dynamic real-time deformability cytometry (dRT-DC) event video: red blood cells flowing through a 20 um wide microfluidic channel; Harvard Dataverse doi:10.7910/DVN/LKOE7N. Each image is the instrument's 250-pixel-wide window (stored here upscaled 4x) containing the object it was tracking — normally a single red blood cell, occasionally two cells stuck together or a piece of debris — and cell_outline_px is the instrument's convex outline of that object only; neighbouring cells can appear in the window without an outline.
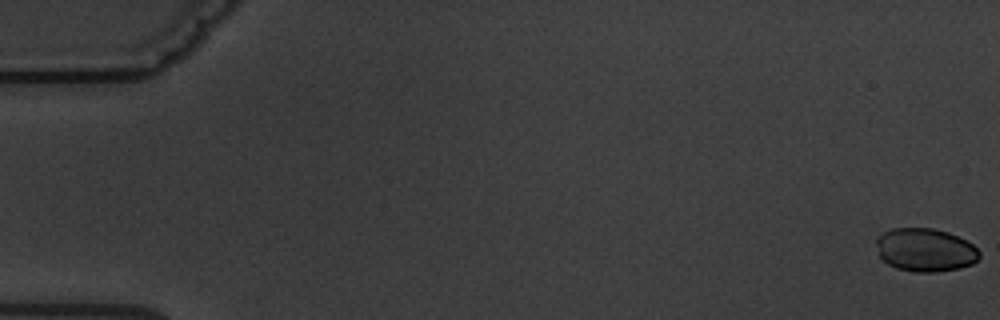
{"species": "common noctule bat (a hibernating species)", "species_latin": "Nyctalus noctula", "temperature_condition": "warm", "stored_images_in_passage": 6, "camera_frame_rate_fps": 3000, "um_per_image_px": 0.085, "animal": {"sex": "male", "body_mass_g": 19.5, "forearm_length_mm": 54.6}, "frame": {"image": 1, "passage_image": 1, "time_ms": 0.0, "image_size_px": [1000, 320], "cell_outline_px": [[980, 256], [972, 264], [960, 268], [936, 272], [916, 272], [896, 268], [888, 264], [880, 256], [876, 244], [876, 236], [892, 228], [932, 228], [948, 232], [972, 244], [980, 252]], "centroid_in_image_um": [78.63, 21.24], "position_along_channel_um": 6.4, "area_um2": 25.95}}
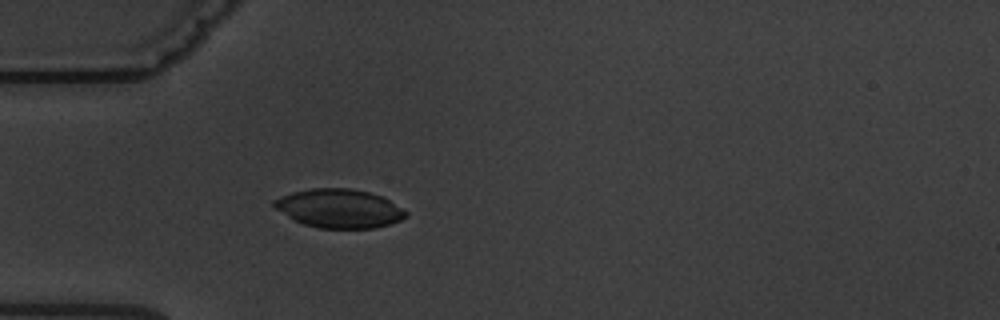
{"frame": {"image": 2, "passage_image": 6, "time_ms": 5.667, "image_size_px": [1000, 320], "cell_outline_px": [[408, 216], [400, 220], [388, 224], [372, 228], [320, 228], [304, 224], [288, 216], [276, 208], [272, 204], [272, 200], [280, 196], [292, 192], [312, 188], [352, 188], [384, 196], [408, 212]], "centroid_in_image_um": [28.85, 17.7], "position_along_channel_um": 56.2, "area_um2": 29.71}}